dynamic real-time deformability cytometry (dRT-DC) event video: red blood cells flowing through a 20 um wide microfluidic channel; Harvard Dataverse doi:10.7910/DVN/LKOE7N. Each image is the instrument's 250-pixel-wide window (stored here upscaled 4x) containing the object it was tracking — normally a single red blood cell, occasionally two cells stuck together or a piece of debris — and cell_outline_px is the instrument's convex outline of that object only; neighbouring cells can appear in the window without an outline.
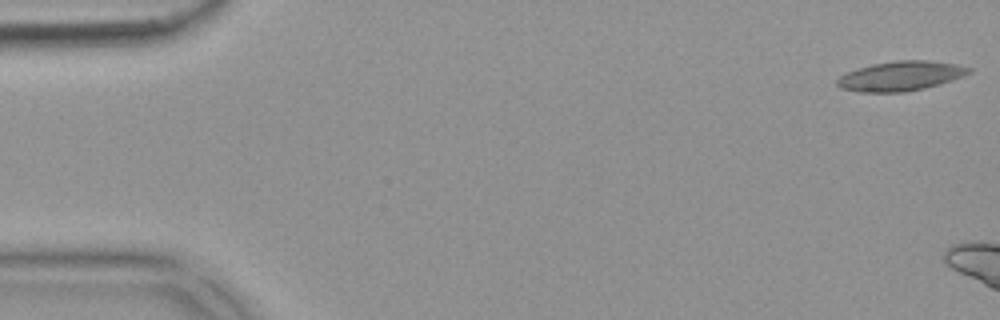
{"species": "common noctule bat (a hibernating species)", "species_latin": "Nyctalus noctula", "temperature_condition": "warm", "stored_images_in_passage": 8, "camera_frame_rate_fps": 3000, "um_per_image_px": 0.085, "animal": {"sex": "female", "body_mass_g": 18.4}, "frame": {"image": 1, "passage_image": 1, "time_ms": 0.0, "image_size_px": [1000, 320], "cell_outline_px": [[972, 72], [964, 76], [924, 88], [904, 92], [860, 92], [840, 88], [836, 84], [836, 80], [840, 76], [848, 72], [872, 64], [896, 60], [928, 60], [956, 64], [972, 68]], "centroid_in_image_um": [76.56, 6.46], "position_along_channel_um": 8.4, "area_um2": 22.6}}